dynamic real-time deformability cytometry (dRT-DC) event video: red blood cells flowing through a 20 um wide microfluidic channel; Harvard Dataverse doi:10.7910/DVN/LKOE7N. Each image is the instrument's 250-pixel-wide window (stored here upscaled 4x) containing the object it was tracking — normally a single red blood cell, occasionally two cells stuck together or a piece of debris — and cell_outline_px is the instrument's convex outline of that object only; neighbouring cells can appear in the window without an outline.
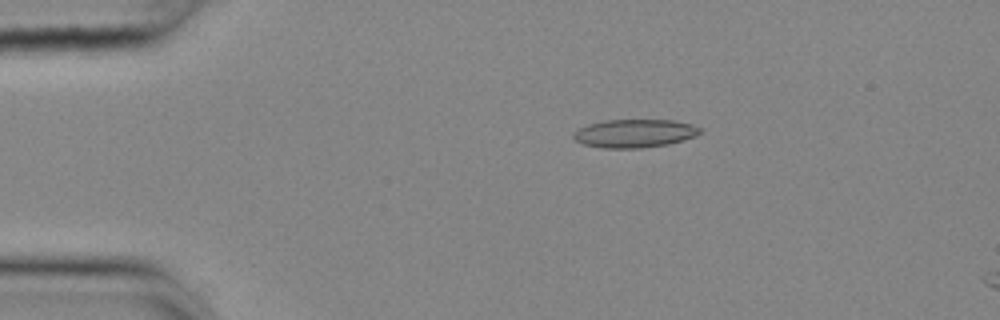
{"species": "common noctule bat (a hibernating species)", "species_latin": "Nyctalus noctula", "temperature_condition": "cold", "stored_images_in_passage": 6, "camera_frame_rate_fps": 3000, "um_per_image_px": 0.085, "animal": {"sex": "female", "body_mass_g": 25.1}, "frame": {"image": 1, "passage_image": 1, "time_ms": 0.0, "image_size_px": [1000, 320], "cell_outline_px": [[704, 132], [696, 136], [684, 140], [668, 144], [640, 148], [604, 148], [584, 144], [576, 140], [572, 136], [572, 132], [588, 124], [604, 120], [672, 120], [692, 124], [704, 128]], "centroid_in_image_um": [53.99, 11.33], "position_along_channel_um": 31.0, "area_um2": 21.04}}